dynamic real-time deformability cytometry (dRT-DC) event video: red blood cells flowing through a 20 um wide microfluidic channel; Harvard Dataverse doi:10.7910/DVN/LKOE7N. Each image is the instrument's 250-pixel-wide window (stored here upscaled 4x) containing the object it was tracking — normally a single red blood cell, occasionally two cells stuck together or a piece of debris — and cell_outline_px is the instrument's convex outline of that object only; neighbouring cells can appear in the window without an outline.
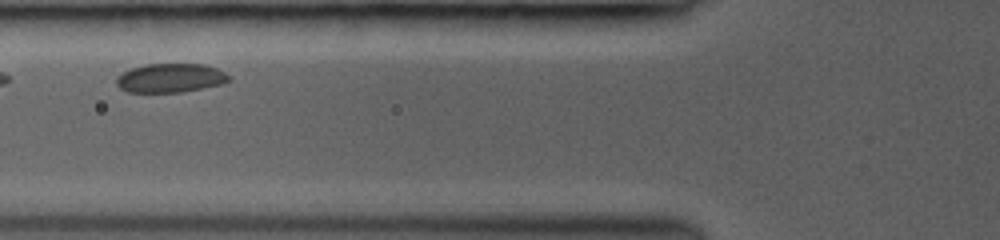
{"species": "common noctule bat (a hibernating species)", "species_latin": "Nyctalus noctula", "temperature_condition": "room temperature", "stored_images_in_passage": 7, "camera_frame_rate_fps": 3000, "um_per_image_px": 0.085, "animal": {"sex": "female", "body_mass_g": 19.0, "forearm_length_mm": 53.3}, "frame": {"image": 1, "passage_image": 6, "time_ms": 1.0, "image_size_px": [1000, 240], "cell_outline_px": [[232, 80], [220, 84], [180, 92], [128, 92], [120, 88], [116, 84], [116, 76], [132, 68], [144, 64], [204, 64], [216, 68], [224, 72]], "centroid_in_image_um": [14.46, 6.62], "position_along_channel_um": 111.3, "area_um2": 18.84}}